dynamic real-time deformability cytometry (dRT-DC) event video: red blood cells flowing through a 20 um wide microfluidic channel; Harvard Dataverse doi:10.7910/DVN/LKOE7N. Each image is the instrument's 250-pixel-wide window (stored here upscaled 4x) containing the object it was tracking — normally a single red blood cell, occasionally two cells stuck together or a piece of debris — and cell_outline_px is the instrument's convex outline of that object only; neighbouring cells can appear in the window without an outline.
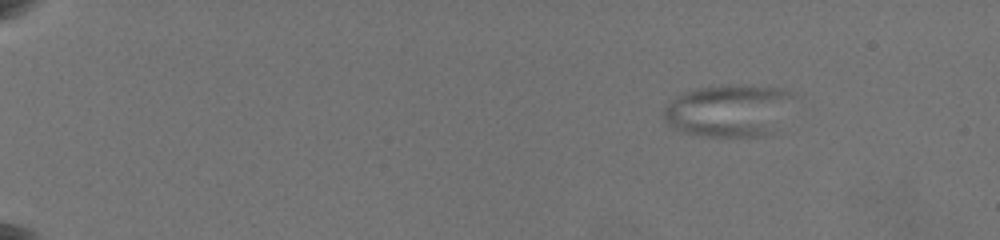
{"species": "common noctule bat (a hibernating species)", "species_latin": "Nyctalus noctula", "temperature_condition": "warm", "stored_images_in_passage": 19, "camera_frame_rate_fps": 3000, "um_per_image_px": 0.085, "animal": {"sex": "female", "body_mass_g": 19.5, "forearm_length_mm": 54.1}, "frame": {"image": 1, "passage_image": 1, "time_ms": 0.0, "image_size_px": [1000, 240], "cell_outline_px": [[796, 96], [772, 136], [700, 136], [676, 132], [664, 120], [664, 108], [676, 96], [692, 88], [784, 88], [792, 92]], "centroid_in_image_um": [61.93, 9.47], "position_along_channel_um": 23.1, "area_um2": 39.13}}